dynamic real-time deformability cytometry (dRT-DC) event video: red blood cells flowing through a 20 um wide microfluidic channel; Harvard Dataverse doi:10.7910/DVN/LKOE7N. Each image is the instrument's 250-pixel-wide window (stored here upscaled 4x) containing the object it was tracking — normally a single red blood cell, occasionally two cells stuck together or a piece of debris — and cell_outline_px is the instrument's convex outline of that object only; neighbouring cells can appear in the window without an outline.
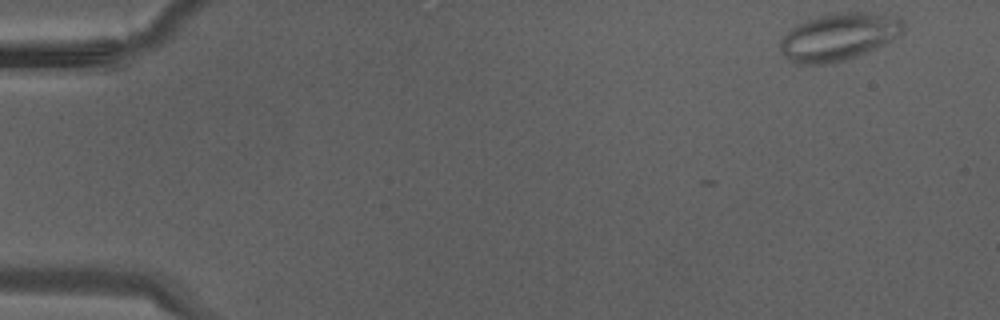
{"species": "Egyptian fruit bat (a non-hibernating species)", "species_latin": "Rousettus aegyptiacus", "temperature_condition": "warm", "stored_images_in_passage": 3, "camera_frame_rate_fps": 3000, "um_per_image_px": 0.085, "animal": {"sex": "male"}, "frame": {"image": 1, "passage_image": 1, "time_ms": 0.0, "image_size_px": [1000, 320], "cell_outline_px": [[904, 32], [892, 40], [876, 48], [856, 56], [832, 64], [792, 64], [780, 48], [780, 40], [792, 28], [808, 20], [820, 16], [836, 12], [872, 12], [896, 16], [904, 24]], "centroid_in_image_um": [71.32, 3.13], "position_along_channel_um": 13.7, "area_um2": 33.87}}